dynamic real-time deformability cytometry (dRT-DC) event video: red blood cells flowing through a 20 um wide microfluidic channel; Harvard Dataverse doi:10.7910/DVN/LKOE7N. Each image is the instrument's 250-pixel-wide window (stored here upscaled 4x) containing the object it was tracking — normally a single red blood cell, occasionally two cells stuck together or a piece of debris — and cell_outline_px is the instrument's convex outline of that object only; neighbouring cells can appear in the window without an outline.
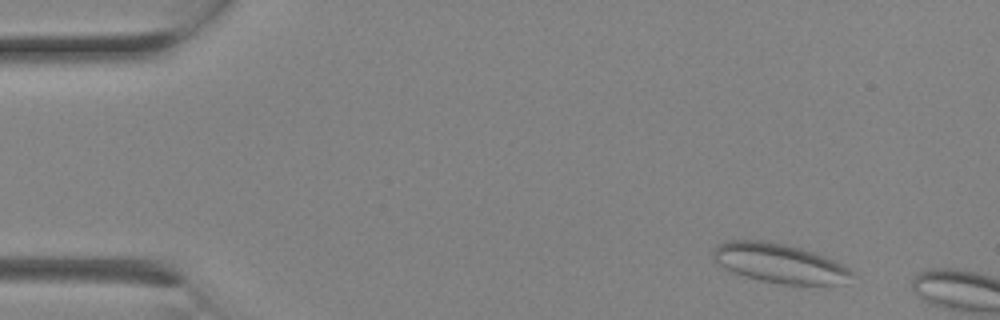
{"species": "Egyptian fruit bat (a non-hibernating species)", "species_latin": "Rousettus aegyptiacus", "temperature_condition": "room temperature", "stored_images_in_passage": 2, "camera_frame_rate_fps": 3000, "um_per_image_px": 0.085, "animal": {"sex": "female"}, "frame": {"image": 1, "passage_image": 1, "time_ms": 0.0, "image_size_px": [1000, 320], "cell_outline_px": [[856, 272], [832, 284], [784, 284], [760, 280], [724, 268], [712, 256], [712, 252], [716, 244], [724, 240], [764, 240], [784, 244], [800, 248], [824, 256], [844, 264]], "centroid_in_image_um": [66.19, 22.33], "position_along_channel_um": 18.8, "area_um2": 31.15}}